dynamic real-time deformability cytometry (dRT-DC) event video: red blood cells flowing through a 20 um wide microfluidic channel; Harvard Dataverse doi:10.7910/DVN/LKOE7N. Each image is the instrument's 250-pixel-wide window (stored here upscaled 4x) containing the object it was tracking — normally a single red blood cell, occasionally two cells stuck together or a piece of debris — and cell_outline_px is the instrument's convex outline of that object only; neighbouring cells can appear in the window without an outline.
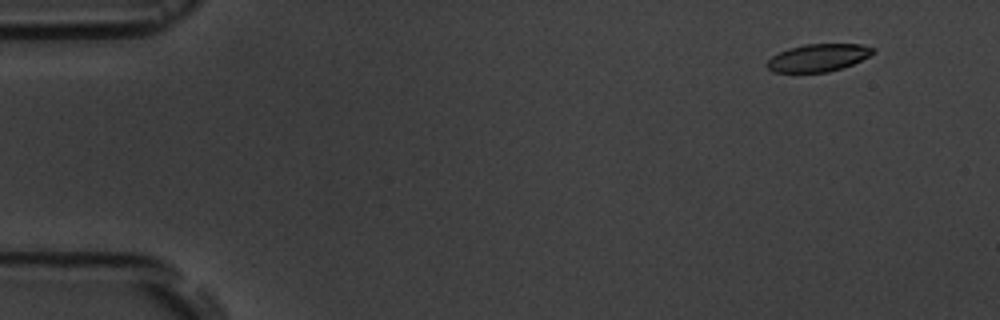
{"species": "common noctule bat (a hibernating species)", "species_latin": "Nyctalus noctula", "temperature_condition": "room temperature", "stored_images_in_passage": 6, "camera_frame_rate_fps": 3000, "um_per_image_px": 0.085, "animal": {"sex": "male", "body_mass_g": 19.5, "forearm_length_mm": 54.6}, "frame": {"image": 1, "passage_image": 2, "time_ms": 1.0, "image_size_px": [1000, 320], "cell_outline_px": [[872, 52], [868, 56], [852, 64], [828, 72], [772, 72], [764, 64], [772, 56], [788, 48], [804, 44], [860, 44], [872, 48]], "centroid_in_image_um": [69.47, 4.91], "position_along_channel_um": 15.5, "area_um2": 16.76}}
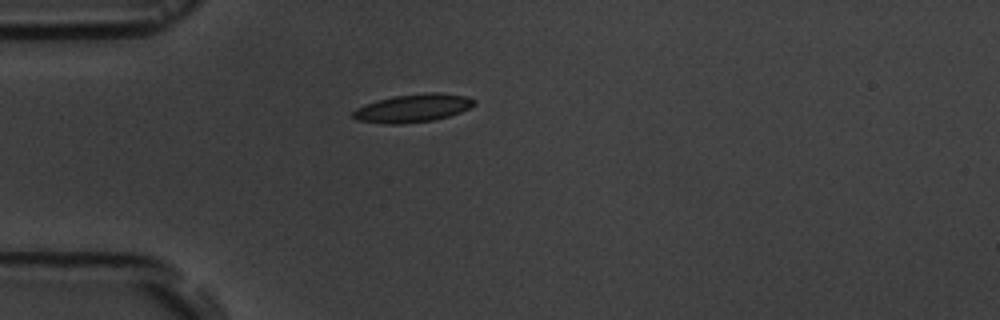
{"frame": {"image": 2, "passage_image": 5, "time_ms": 4.667, "image_size_px": [1000, 320], "cell_outline_px": [[476, 104], [460, 112], [448, 116], [432, 120], [400, 124], [384, 124], [356, 120], [352, 116], [352, 112], [356, 108], [364, 104], [376, 100], [396, 96], [428, 92], [440, 92], [468, 96], [476, 100]], "centroid_in_image_um": [35.09, 9.18], "position_along_channel_um": 49.9, "area_um2": 19.94}}